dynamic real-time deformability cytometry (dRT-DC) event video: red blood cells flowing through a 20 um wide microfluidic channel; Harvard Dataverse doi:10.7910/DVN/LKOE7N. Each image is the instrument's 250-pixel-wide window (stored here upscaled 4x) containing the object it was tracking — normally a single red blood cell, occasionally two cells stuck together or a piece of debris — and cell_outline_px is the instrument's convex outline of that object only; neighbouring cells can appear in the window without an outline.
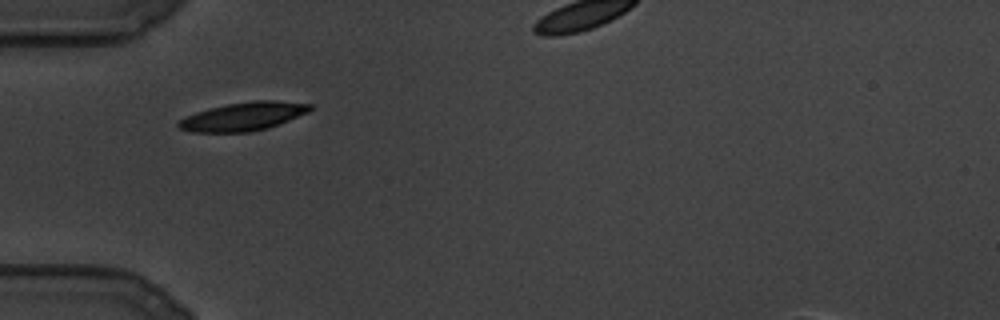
{"species": "common noctule bat (a hibernating species)", "species_latin": "Nyctalus noctula", "temperature_condition": "cold", "stored_images_in_passage": 3, "camera_frame_rate_fps": 3000, "um_per_image_px": 0.085, "animal": {"sex": "male", "body_mass_g": 19.5, "forearm_length_mm": 54.6}, "frame": {"image": 1, "passage_image": 1, "time_ms": 0.0, "image_size_px": [1000, 320], "cell_outline_px": [[312, 108], [308, 112], [268, 128], [252, 132], [192, 132], [180, 128], [176, 124], [180, 120], [196, 112], [208, 108], [228, 104], [252, 100], [276, 100], [312, 104]], "centroid_in_image_um": [20.69, 9.89], "position_along_channel_um": 64.3, "area_um2": 21.68}}